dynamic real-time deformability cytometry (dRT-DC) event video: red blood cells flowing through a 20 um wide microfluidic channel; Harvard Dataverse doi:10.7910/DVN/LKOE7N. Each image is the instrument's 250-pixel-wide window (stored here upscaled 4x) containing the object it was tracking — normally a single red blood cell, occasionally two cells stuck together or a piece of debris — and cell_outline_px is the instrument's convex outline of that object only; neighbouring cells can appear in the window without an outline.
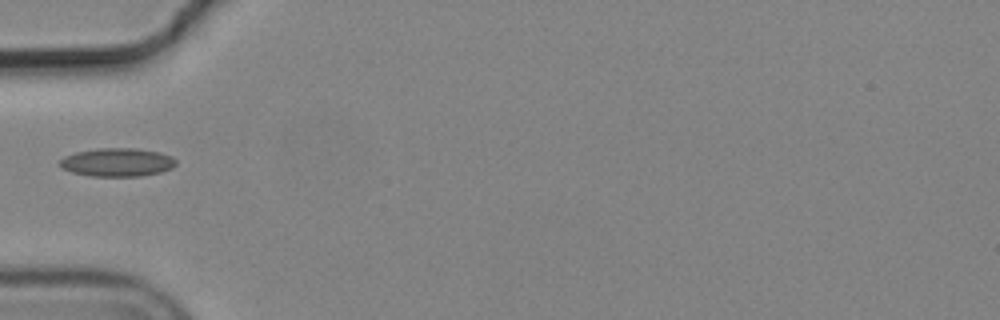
{"species": "common noctule bat (a hibernating species)", "species_latin": "Nyctalus noctula", "temperature_condition": "cold", "stored_images_in_passage": 6, "camera_frame_rate_fps": 3000, "um_per_image_px": 0.085, "animal": {"sex": "male", "body_mass_g": 19.2, "forearm_length_mm": 51.8}, "frame": {"image": 1, "passage_image": 5, "time_ms": 1.333, "image_size_px": [1000, 320], "cell_outline_px": [[176, 164], [172, 168], [160, 172], [140, 176], [92, 176], [72, 172], [64, 168], [60, 164], [60, 160], [64, 156], [76, 152], [96, 148], [136, 148], [160, 152], [172, 156], [176, 160]], "centroid_in_image_um": [9.99, 13.78], "position_along_channel_um": 75.0, "area_um2": 19.19}}
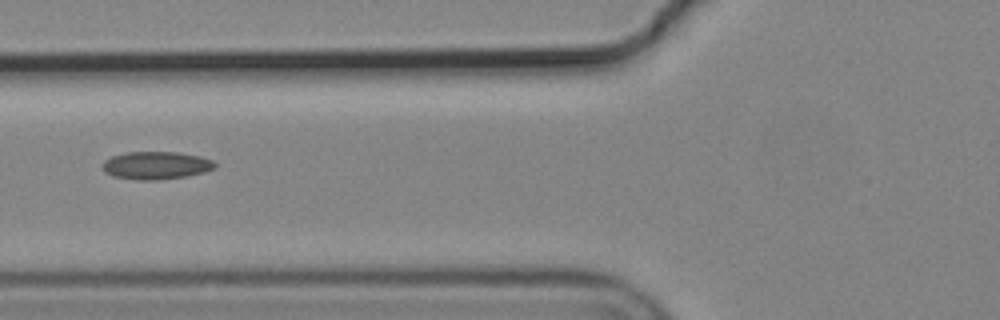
{"frame": {"image": 2, "passage_image": 6, "time_ms": 1.667, "image_size_px": [1000, 320], "cell_outline_px": [[216, 168], [204, 172], [188, 176], [156, 180], [136, 180], [112, 176], [104, 172], [100, 164], [104, 160], [112, 156], [128, 152], [180, 152], [200, 156], [212, 160], [216, 164]], "centroid_in_image_um": [13.25, 14.06], "position_along_channel_um": 112.6, "area_um2": 18.44}}